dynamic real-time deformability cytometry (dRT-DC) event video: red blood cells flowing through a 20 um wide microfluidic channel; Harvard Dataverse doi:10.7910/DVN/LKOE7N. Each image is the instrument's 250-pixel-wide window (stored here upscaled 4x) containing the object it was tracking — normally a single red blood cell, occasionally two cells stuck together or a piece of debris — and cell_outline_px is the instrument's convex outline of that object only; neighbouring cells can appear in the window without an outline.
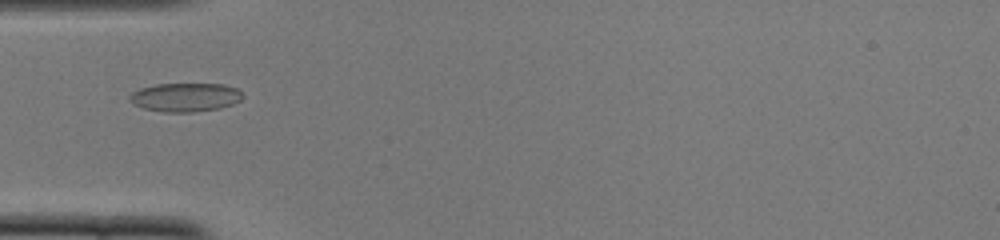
{"species": "common noctule bat (a hibernating species)", "species_latin": "Nyctalus noctula", "temperature_condition": "cold", "stored_images_in_passage": 49, "camera_frame_rate_fps": 3000, "um_per_image_px": 0.085, "animal": {"sex": "female", "body_mass_g": 22.0, "forearm_length_mm": 56.7}, "frame": {"image": 1, "passage_image": 14, "time_ms": 4.333, "image_size_px": [1000, 240], "cell_outline_px": [[244, 96], [240, 100], [232, 104], [220, 108], [192, 112], [164, 112], [144, 108], [128, 100], [128, 96], [132, 92], [140, 88], [156, 84], [224, 84], [236, 88]], "centroid_in_image_um": [15.74, 8.26], "position_along_channel_um": 69.3, "area_um2": 18.84}}
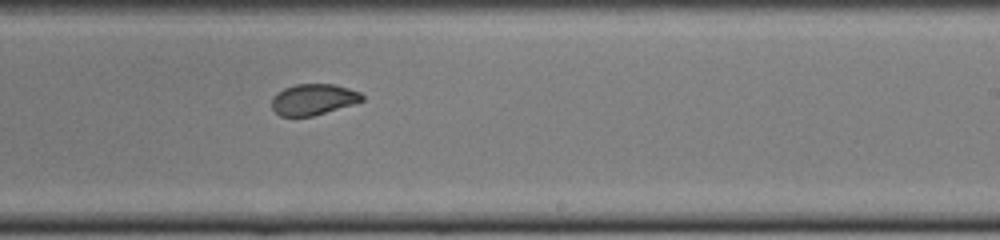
{"frame": {"image": 2, "passage_image": 29, "time_ms": 9.333, "image_size_px": [1000, 240], "cell_outline_px": [[364, 100], [352, 104], [312, 116], [280, 116], [272, 108], [272, 96], [276, 92], [284, 88], [296, 84], [336, 84], [360, 92], [364, 96]], "centroid_in_image_um": [26.61, 8.44], "position_along_channel_um": 262.4, "area_um2": 16.3}}
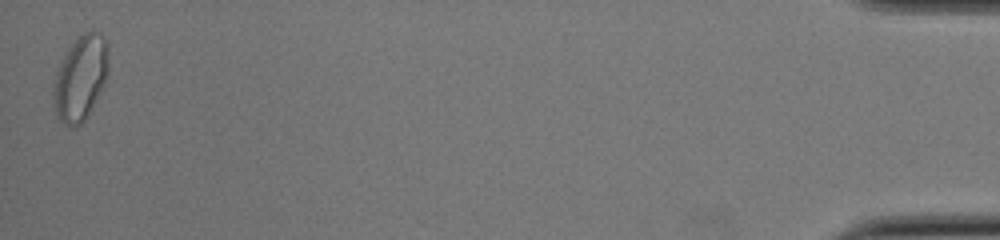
{"frame": {"image": 3, "passage_image": 49, "time_ms": 16.0, "image_size_px": [1000, 240], "cell_outline_px": [[108, 76], [88, 116], [76, 128], [72, 128], [64, 124], [56, 116], [52, 96], [52, 84], [56, 72], [64, 52], [72, 40], [84, 32], [92, 28], [104, 36], [108, 44]], "centroid_in_image_um": [6.83, 6.6], "position_along_channel_um": 428.4, "area_um2": 28.15}, "authors_computed_cell_mechanics": {"area_um2": 18.207, "velocity_mm_per_s": 3.8688, "shape_relaxation_time_tau1_ms": 7.527, "shape_relaxation_time_tau2_ms": 0.7827, "deformation_change_tau1": 0.1675, "deformation_change_tau2": 0.0361}}